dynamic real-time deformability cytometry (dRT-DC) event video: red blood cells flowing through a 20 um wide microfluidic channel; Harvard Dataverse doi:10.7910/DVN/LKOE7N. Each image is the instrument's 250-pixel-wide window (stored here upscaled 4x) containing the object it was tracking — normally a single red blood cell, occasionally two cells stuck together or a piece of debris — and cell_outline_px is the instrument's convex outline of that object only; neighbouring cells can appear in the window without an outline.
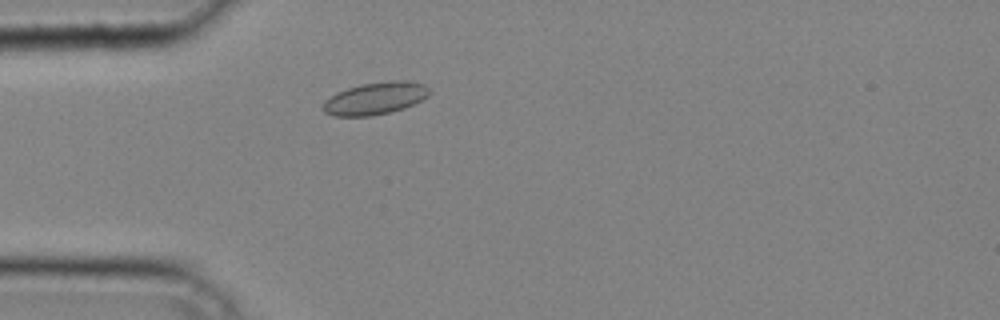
{"species": "common noctule bat (a hibernating species)", "species_latin": "Nyctalus noctula", "temperature_condition": "cold", "stored_images_in_passage": 31, "camera_frame_rate_fps": 3000, "um_per_image_px": 0.085, "animal": {"sex": "male", "body_mass_g": 20.4}, "frame": {"image": 1, "passage_image": 6, "time_ms": 1.667, "image_size_px": [1000, 320], "cell_outline_px": [[428, 96], [404, 108], [372, 116], [332, 116], [324, 112], [320, 108], [324, 100], [336, 92], [360, 84], [388, 80], [408, 80], [424, 84], [428, 88]], "centroid_in_image_um": [31.83, 8.35], "position_along_channel_um": 53.2, "area_um2": 20.17}}
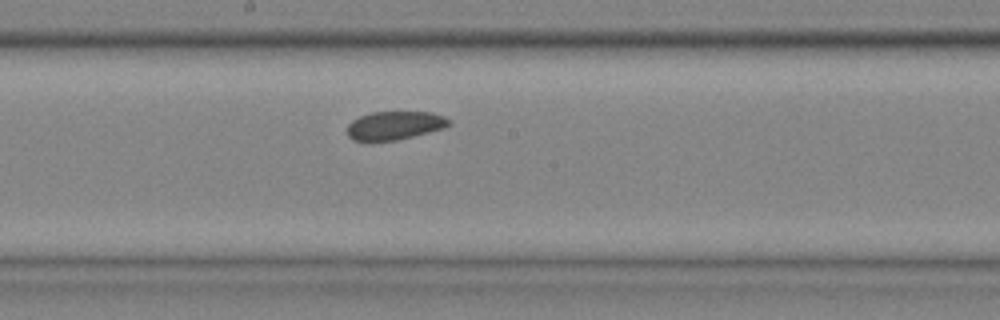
{"frame": {"image": 2, "passage_image": 17, "time_ms": 5.333, "image_size_px": [1000, 320], "cell_outline_px": [[452, 124], [444, 128], [396, 140], [352, 140], [348, 136], [348, 124], [352, 120], [360, 116], [372, 112], [432, 112], [444, 116], [452, 120]], "centroid_in_image_um": [33.58, 10.65], "position_along_channel_um": 214.6, "area_um2": 16.76}}
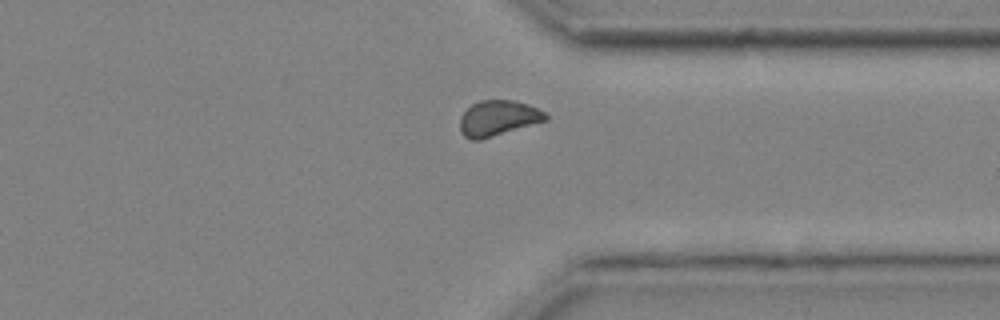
{"frame": {"image": 3, "passage_image": 27, "time_ms": 8.667, "image_size_px": [1000, 320], "cell_outline_px": [[548, 120], [480, 140], [468, 140], [460, 132], [460, 116], [472, 104], [480, 100], [516, 100], [528, 104], [544, 112], [548, 116]], "centroid_in_image_um": [42.32, 10.05], "position_along_channel_um": 369.1, "area_um2": 17.8}}